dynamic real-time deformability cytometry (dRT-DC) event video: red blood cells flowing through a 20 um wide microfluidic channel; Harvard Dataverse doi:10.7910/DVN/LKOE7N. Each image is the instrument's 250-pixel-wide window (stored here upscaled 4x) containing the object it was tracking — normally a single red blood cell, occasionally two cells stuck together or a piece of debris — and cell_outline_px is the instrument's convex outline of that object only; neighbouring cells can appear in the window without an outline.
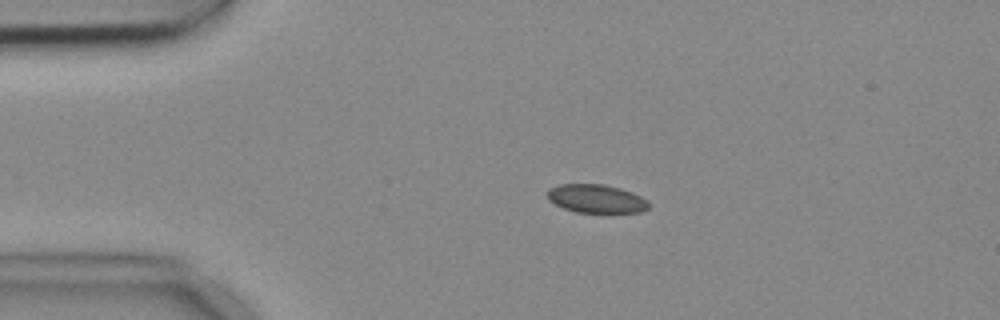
{"species": "common noctule bat (a hibernating species)", "species_latin": "Nyctalus noctula", "temperature_condition": "cold", "stored_images_in_passage": 4, "camera_frame_rate_fps": 3000, "um_per_image_px": 0.085, "animal": {"sex": "female", "body_mass_g": 18.4}, "frame": {"image": 1, "passage_image": 3, "time_ms": 0.667, "image_size_px": [1000, 320], "cell_outline_px": [[648, 208], [640, 212], [576, 212], [564, 208], [548, 200], [548, 188], [560, 184], [604, 184], [620, 188], [632, 192], [648, 200]], "centroid_in_image_um": [50.67, 16.88], "position_along_channel_um": 34.3, "area_um2": 16.7}}